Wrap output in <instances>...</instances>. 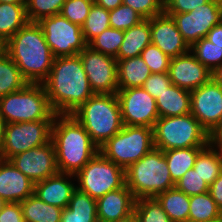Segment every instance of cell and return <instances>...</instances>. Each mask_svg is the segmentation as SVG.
Listing matches in <instances>:
<instances>
[{
  "instance_id": "5b68a950",
  "label": "cell",
  "mask_w": 222,
  "mask_h": 222,
  "mask_svg": "<svg viewBox=\"0 0 222 222\" xmlns=\"http://www.w3.org/2000/svg\"><path fill=\"white\" fill-rule=\"evenodd\" d=\"M126 186L135 199L155 198L175 187L162 150L153 148L125 170Z\"/></svg>"
},
{
  "instance_id": "7dc6e473",
  "label": "cell",
  "mask_w": 222,
  "mask_h": 222,
  "mask_svg": "<svg viewBox=\"0 0 222 222\" xmlns=\"http://www.w3.org/2000/svg\"><path fill=\"white\" fill-rule=\"evenodd\" d=\"M211 43L222 47V21L219 24H216L206 35L205 37Z\"/></svg>"
},
{
  "instance_id": "db71d44e",
  "label": "cell",
  "mask_w": 222,
  "mask_h": 222,
  "mask_svg": "<svg viewBox=\"0 0 222 222\" xmlns=\"http://www.w3.org/2000/svg\"><path fill=\"white\" fill-rule=\"evenodd\" d=\"M113 222H138L136 215L134 214V212L130 215H128L125 218H122L120 220L117 221H113Z\"/></svg>"
},
{
  "instance_id": "1f68e13d",
  "label": "cell",
  "mask_w": 222,
  "mask_h": 222,
  "mask_svg": "<svg viewBox=\"0 0 222 222\" xmlns=\"http://www.w3.org/2000/svg\"><path fill=\"white\" fill-rule=\"evenodd\" d=\"M193 168L209 186L222 173V161L212 144L209 143L198 153Z\"/></svg>"
},
{
  "instance_id": "c3c4849f",
  "label": "cell",
  "mask_w": 222,
  "mask_h": 222,
  "mask_svg": "<svg viewBox=\"0 0 222 222\" xmlns=\"http://www.w3.org/2000/svg\"><path fill=\"white\" fill-rule=\"evenodd\" d=\"M94 3L106 10H112L123 4V0H95Z\"/></svg>"
},
{
  "instance_id": "e0dca14e",
  "label": "cell",
  "mask_w": 222,
  "mask_h": 222,
  "mask_svg": "<svg viewBox=\"0 0 222 222\" xmlns=\"http://www.w3.org/2000/svg\"><path fill=\"white\" fill-rule=\"evenodd\" d=\"M168 76L173 85L192 91L210 81L212 72L188 51L171 58Z\"/></svg>"
},
{
  "instance_id": "484cf974",
  "label": "cell",
  "mask_w": 222,
  "mask_h": 222,
  "mask_svg": "<svg viewBox=\"0 0 222 222\" xmlns=\"http://www.w3.org/2000/svg\"><path fill=\"white\" fill-rule=\"evenodd\" d=\"M155 198L172 222H188L190 196L173 187Z\"/></svg>"
},
{
  "instance_id": "277c9868",
  "label": "cell",
  "mask_w": 222,
  "mask_h": 222,
  "mask_svg": "<svg viewBox=\"0 0 222 222\" xmlns=\"http://www.w3.org/2000/svg\"><path fill=\"white\" fill-rule=\"evenodd\" d=\"M72 115L89 133L98 148L123 128L116 94H94Z\"/></svg>"
},
{
  "instance_id": "6f0895ef",
  "label": "cell",
  "mask_w": 222,
  "mask_h": 222,
  "mask_svg": "<svg viewBox=\"0 0 222 222\" xmlns=\"http://www.w3.org/2000/svg\"><path fill=\"white\" fill-rule=\"evenodd\" d=\"M6 204H7V202L0 197V211L4 208V206H5Z\"/></svg>"
},
{
  "instance_id": "3957f363",
  "label": "cell",
  "mask_w": 222,
  "mask_h": 222,
  "mask_svg": "<svg viewBox=\"0 0 222 222\" xmlns=\"http://www.w3.org/2000/svg\"><path fill=\"white\" fill-rule=\"evenodd\" d=\"M58 171L75 175L98 152L89 133L72 114H56L52 137Z\"/></svg>"
},
{
  "instance_id": "d4e9b609",
  "label": "cell",
  "mask_w": 222,
  "mask_h": 222,
  "mask_svg": "<svg viewBox=\"0 0 222 222\" xmlns=\"http://www.w3.org/2000/svg\"><path fill=\"white\" fill-rule=\"evenodd\" d=\"M151 73L141 56L117 60L119 89L142 87Z\"/></svg>"
},
{
  "instance_id": "7402d4cb",
  "label": "cell",
  "mask_w": 222,
  "mask_h": 222,
  "mask_svg": "<svg viewBox=\"0 0 222 222\" xmlns=\"http://www.w3.org/2000/svg\"><path fill=\"white\" fill-rule=\"evenodd\" d=\"M159 117L182 116L191 112L190 91L171 84L155 99Z\"/></svg>"
},
{
  "instance_id": "11a10c76",
  "label": "cell",
  "mask_w": 222,
  "mask_h": 222,
  "mask_svg": "<svg viewBox=\"0 0 222 222\" xmlns=\"http://www.w3.org/2000/svg\"><path fill=\"white\" fill-rule=\"evenodd\" d=\"M0 3L25 4L26 0H0Z\"/></svg>"
},
{
  "instance_id": "603a6c76",
  "label": "cell",
  "mask_w": 222,
  "mask_h": 222,
  "mask_svg": "<svg viewBox=\"0 0 222 222\" xmlns=\"http://www.w3.org/2000/svg\"><path fill=\"white\" fill-rule=\"evenodd\" d=\"M60 222H98L96 199L76 188L68 207L62 210Z\"/></svg>"
},
{
  "instance_id": "d6986e66",
  "label": "cell",
  "mask_w": 222,
  "mask_h": 222,
  "mask_svg": "<svg viewBox=\"0 0 222 222\" xmlns=\"http://www.w3.org/2000/svg\"><path fill=\"white\" fill-rule=\"evenodd\" d=\"M34 182L19 171L10 160L0 158V197L20 203L34 194Z\"/></svg>"
},
{
  "instance_id": "f5cc1de1",
  "label": "cell",
  "mask_w": 222,
  "mask_h": 222,
  "mask_svg": "<svg viewBox=\"0 0 222 222\" xmlns=\"http://www.w3.org/2000/svg\"><path fill=\"white\" fill-rule=\"evenodd\" d=\"M212 145L216 148L222 161V138L216 139Z\"/></svg>"
},
{
  "instance_id": "2e32d148",
  "label": "cell",
  "mask_w": 222,
  "mask_h": 222,
  "mask_svg": "<svg viewBox=\"0 0 222 222\" xmlns=\"http://www.w3.org/2000/svg\"><path fill=\"white\" fill-rule=\"evenodd\" d=\"M190 94V113L209 133L222 117V85L212 78Z\"/></svg>"
},
{
  "instance_id": "7bdbcfd3",
  "label": "cell",
  "mask_w": 222,
  "mask_h": 222,
  "mask_svg": "<svg viewBox=\"0 0 222 222\" xmlns=\"http://www.w3.org/2000/svg\"><path fill=\"white\" fill-rule=\"evenodd\" d=\"M168 73H151L142 88L155 99L158 98L171 85Z\"/></svg>"
},
{
  "instance_id": "d590c367",
  "label": "cell",
  "mask_w": 222,
  "mask_h": 222,
  "mask_svg": "<svg viewBox=\"0 0 222 222\" xmlns=\"http://www.w3.org/2000/svg\"><path fill=\"white\" fill-rule=\"evenodd\" d=\"M134 214L138 222H172L156 198H139Z\"/></svg>"
},
{
  "instance_id": "b9f144b4",
  "label": "cell",
  "mask_w": 222,
  "mask_h": 222,
  "mask_svg": "<svg viewBox=\"0 0 222 222\" xmlns=\"http://www.w3.org/2000/svg\"><path fill=\"white\" fill-rule=\"evenodd\" d=\"M123 4L137 11L144 19L164 13V0H123Z\"/></svg>"
},
{
  "instance_id": "5bb4252c",
  "label": "cell",
  "mask_w": 222,
  "mask_h": 222,
  "mask_svg": "<svg viewBox=\"0 0 222 222\" xmlns=\"http://www.w3.org/2000/svg\"><path fill=\"white\" fill-rule=\"evenodd\" d=\"M123 125L154 127L159 118L157 103L142 87L118 89L116 93Z\"/></svg>"
},
{
  "instance_id": "f35d334b",
  "label": "cell",
  "mask_w": 222,
  "mask_h": 222,
  "mask_svg": "<svg viewBox=\"0 0 222 222\" xmlns=\"http://www.w3.org/2000/svg\"><path fill=\"white\" fill-rule=\"evenodd\" d=\"M93 4V0H65L60 14L70 22L82 26Z\"/></svg>"
},
{
  "instance_id": "ee69618b",
  "label": "cell",
  "mask_w": 222,
  "mask_h": 222,
  "mask_svg": "<svg viewBox=\"0 0 222 222\" xmlns=\"http://www.w3.org/2000/svg\"><path fill=\"white\" fill-rule=\"evenodd\" d=\"M210 0H164V13L191 12Z\"/></svg>"
},
{
  "instance_id": "681fc988",
  "label": "cell",
  "mask_w": 222,
  "mask_h": 222,
  "mask_svg": "<svg viewBox=\"0 0 222 222\" xmlns=\"http://www.w3.org/2000/svg\"><path fill=\"white\" fill-rule=\"evenodd\" d=\"M218 138H222V117L215 127L209 132V143L212 144Z\"/></svg>"
},
{
  "instance_id": "836d02e7",
  "label": "cell",
  "mask_w": 222,
  "mask_h": 222,
  "mask_svg": "<svg viewBox=\"0 0 222 222\" xmlns=\"http://www.w3.org/2000/svg\"><path fill=\"white\" fill-rule=\"evenodd\" d=\"M190 51L211 72H214L222 65V47L211 43L205 37L195 42Z\"/></svg>"
},
{
  "instance_id": "7c38bea8",
  "label": "cell",
  "mask_w": 222,
  "mask_h": 222,
  "mask_svg": "<svg viewBox=\"0 0 222 222\" xmlns=\"http://www.w3.org/2000/svg\"><path fill=\"white\" fill-rule=\"evenodd\" d=\"M165 14L172 17L177 29L191 47L222 21V1L210 0L191 12Z\"/></svg>"
},
{
  "instance_id": "ffe728a7",
  "label": "cell",
  "mask_w": 222,
  "mask_h": 222,
  "mask_svg": "<svg viewBox=\"0 0 222 222\" xmlns=\"http://www.w3.org/2000/svg\"><path fill=\"white\" fill-rule=\"evenodd\" d=\"M72 179H75L73 174L58 172L35 183L34 195L47 204L64 209L68 207L72 193L76 189V184L71 181Z\"/></svg>"
},
{
  "instance_id": "f1b7e54d",
  "label": "cell",
  "mask_w": 222,
  "mask_h": 222,
  "mask_svg": "<svg viewBox=\"0 0 222 222\" xmlns=\"http://www.w3.org/2000/svg\"><path fill=\"white\" fill-rule=\"evenodd\" d=\"M204 147L178 148L163 151L168 169L175 184L189 169H192L198 153Z\"/></svg>"
},
{
  "instance_id": "f907efd6",
  "label": "cell",
  "mask_w": 222,
  "mask_h": 222,
  "mask_svg": "<svg viewBox=\"0 0 222 222\" xmlns=\"http://www.w3.org/2000/svg\"><path fill=\"white\" fill-rule=\"evenodd\" d=\"M6 124L7 123H6L5 119L0 114V154H1V151H2V147H3Z\"/></svg>"
},
{
  "instance_id": "ac0fdd59",
  "label": "cell",
  "mask_w": 222,
  "mask_h": 222,
  "mask_svg": "<svg viewBox=\"0 0 222 222\" xmlns=\"http://www.w3.org/2000/svg\"><path fill=\"white\" fill-rule=\"evenodd\" d=\"M151 43L170 58L190 51L171 16L163 13L150 18Z\"/></svg>"
},
{
  "instance_id": "f546056e",
  "label": "cell",
  "mask_w": 222,
  "mask_h": 222,
  "mask_svg": "<svg viewBox=\"0 0 222 222\" xmlns=\"http://www.w3.org/2000/svg\"><path fill=\"white\" fill-rule=\"evenodd\" d=\"M188 221L222 222V212L209 192L190 196Z\"/></svg>"
},
{
  "instance_id": "9a60e30c",
  "label": "cell",
  "mask_w": 222,
  "mask_h": 222,
  "mask_svg": "<svg viewBox=\"0 0 222 222\" xmlns=\"http://www.w3.org/2000/svg\"><path fill=\"white\" fill-rule=\"evenodd\" d=\"M10 161L34 183L43 181L59 172L52 140L13 156Z\"/></svg>"
},
{
  "instance_id": "4316f807",
  "label": "cell",
  "mask_w": 222,
  "mask_h": 222,
  "mask_svg": "<svg viewBox=\"0 0 222 222\" xmlns=\"http://www.w3.org/2000/svg\"><path fill=\"white\" fill-rule=\"evenodd\" d=\"M25 222H60L62 208L47 204L36 195L20 202Z\"/></svg>"
},
{
  "instance_id": "ab89813d",
  "label": "cell",
  "mask_w": 222,
  "mask_h": 222,
  "mask_svg": "<svg viewBox=\"0 0 222 222\" xmlns=\"http://www.w3.org/2000/svg\"><path fill=\"white\" fill-rule=\"evenodd\" d=\"M141 58L148 65L152 73H168L171 58L164 54L152 43L143 49Z\"/></svg>"
},
{
  "instance_id": "d6a6232c",
  "label": "cell",
  "mask_w": 222,
  "mask_h": 222,
  "mask_svg": "<svg viewBox=\"0 0 222 222\" xmlns=\"http://www.w3.org/2000/svg\"><path fill=\"white\" fill-rule=\"evenodd\" d=\"M109 27V10L94 3L85 22L81 26L85 42L88 44L93 38L100 35Z\"/></svg>"
},
{
  "instance_id": "83f0119b",
  "label": "cell",
  "mask_w": 222,
  "mask_h": 222,
  "mask_svg": "<svg viewBox=\"0 0 222 222\" xmlns=\"http://www.w3.org/2000/svg\"><path fill=\"white\" fill-rule=\"evenodd\" d=\"M25 4L0 3V38L7 42L28 23Z\"/></svg>"
},
{
  "instance_id": "4dcf8cb0",
  "label": "cell",
  "mask_w": 222,
  "mask_h": 222,
  "mask_svg": "<svg viewBox=\"0 0 222 222\" xmlns=\"http://www.w3.org/2000/svg\"><path fill=\"white\" fill-rule=\"evenodd\" d=\"M28 84L10 56L6 52L0 56V98L17 92Z\"/></svg>"
},
{
  "instance_id": "4fadbf2b",
  "label": "cell",
  "mask_w": 222,
  "mask_h": 222,
  "mask_svg": "<svg viewBox=\"0 0 222 222\" xmlns=\"http://www.w3.org/2000/svg\"><path fill=\"white\" fill-rule=\"evenodd\" d=\"M80 58L94 94H116L118 91L117 59L86 46Z\"/></svg>"
},
{
  "instance_id": "8fae6325",
  "label": "cell",
  "mask_w": 222,
  "mask_h": 222,
  "mask_svg": "<svg viewBox=\"0 0 222 222\" xmlns=\"http://www.w3.org/2000/svg\"><path fill=\"white\" fill-rule=\"evenodd\" d=\"M38 24L55 58L78 55L87 46L81 26L61 14L42 18Z\"/></svg>"
},
{
  "instance_id": "cb8c5ba5",
  "label": "cell",
  "mask_w": 222,
  "mask_h": 222,
  "mask_svg": "<svg viewBox=\"0 0 222 222\" xmlns=\"http://www.w3.org/2000/svg\"><path fill=\"white\" fill-rule=\"evenodd\" d=\"M149 44H151L150 19H143L124 31L123 41L115 58L122 60L140 56L143 49Z\"/></svg>"
},
{
  "instance_id": "9c48e42d",
  "label": "cell",
  "mask_w": 222,
  "mask_h": 222,
  "mask_svg": "<svg viewBox=\"0 0 222 222\" xmlns=\"http://www.w3.org/2000/svg\"><path fill=\"white\" fill-rule=\"evenodd\" d=\"M74 176L76 188L96 200L126 184L125 170L100 152Z\"/></svg>"
},
{
  "instance_id": "ba28073f",
  "label": "cell",
  "mask_w": 222,
  "mask_h": 222,
  "mask_svg": "<svg viewBox=\"0 0 222 222\" xmlns=\"http://www.w3.org/2000/svg\"><path fill=\"white\" fill-rule=\"evenodd\" d=\"M153 148V128L123 125L117 134L99 148V152L126 170Z\"/></svg>"
},
{
  "instance_id": "8d00e7d4",
  "label": "cell",
  "mask_w": 222,
  "mask_h": 222,
  "mask_svg": "<svg viewBox=\"0 0 222 222\" xmlns=\"http://www.w3.org/2000/svg\"><path fill=\"white\" fill-rule=\"evenodd\" d=\"M65 0H26L25 8L29 22L60 14Z\"/></svg>"
},
{
  "instance_id": "6da1fadb",
  "label": "cell",
  "mask_w": 222,
  "mask_h": 222,
  "mask_svg": "<svg viewBox=\"0 0 222 222\" xmlns=\"http://www.w3.org/2000/svg\"><path fill=\"white\" fill-rule=\"evenodd\" d=\"M42 84L55 114H72L94 95L79 54L55 58Z\"/></svg>"
},
{
  "instance_id": "9f6ffc18",
  "label": "cell",
  "mask_w": 222,
  "mask_h": 222,
  "mask_svg": "<svg viewBox=\"0 0 222 222\" xmlns=\"http://www.w3.org/2000/svg\"><path fill=\"white\" fill-rule=\"evenodd\" d=\"M6 52V42L0 38V56Z\"/></svg>"
},
{
  "instance_id": "f6af8a7d",
  "label": "cell",
  "mask_w": 222,
  "mask_h": 222,
  "mask_svg": "<svg viewBox=\"0 0 222 222\" xmlns=\"http://www.w3.org/2000/svg\"><path fill=\"white\" fill-rule=\"evenodd\" d=\"M0 222H25L20 203L7 202L0 211Z\"/></svg>"
},
{
  "instance_id": "60d3db41",
  "label": "cell",
  "mask_w": 222,
  "mask_h": 222,
  "mask_svg": "<svg viewBox=\"0 0 222 222\" xmlns=\"http://www.w3.org/2000/svg\"><path fill=\"white\" fill-rule=\"evenodd\" d=\"M175 187L188 196L209 192V185L194 168L189 169L176 183Z\"/></svg>"
},
{
  "instance_id": "7a4b0ae2",
  "label": "cell",
  "mask_w": 222,
  "mask_h": 222,
  "mask_svg": "<svg viewBox=\"0 0 222 222\" xmlns=\"http://www.w3.org/2000/svg\"><path fill=\"white\" fill-rule=\"evenodd\" d=\"M6 53L32 84H42L51 71L54 55L38 22H28L7 42Z\"/></svg>"
},
{
  "instance_id": "30bf717a",
  "label": "cell",
  "mask_w": 222,
  "mask_h": 222,
  "mask_svg": "<svg viewBox=\"0 0 222 222\" xmlns=\"http://www.w3.org/2000/svg\"><path fill=\"white\" fill-rule=\"evenodd\" d=\"M54 120L6 124L0 158L10 160L31 148L51 141Z\"/></svg>"
},
{
  "instance_id": "816d5d0a",
  "label": "cell",
  "mask_w": 222,
  "mask_h": 222,
  "mask_svg": "<svg viewBox=\"0 0 222 222\" xmlns=\"http://www.w3.org/2000/svg\"><path fill=\"white\" fill-rule=\"evenodd\" d=\"M212 78L222 85V65L218 67L214 72H212Z\"/></svg>"
},
{
  "instance_id": "8992f818",
  "label": "cell",
  "mask_w": 222,
  "mask_h": 222,
  "mask_svg": "<svg viewBox=\"0 0 222 222\" xmlns=\"http://www.w3.org/2000/svg\"><path fill=\"white\" fill-rule=\"evenodd\" d=\"M154 148L168 151L178 148L205 147L209 133L191 114L159 117L153 127Z\"/></svg>"
},
{
  "instance_id": "44dd1931",
  "label": "cell",
  "mask_w": 222,
  "mask_h": 222,
  "mask_svg": "<svg viewBox=\"0 0 222 222\" xmlns=\"http://www.w3.org/2000/svg\"><path fill=\"white\" fill-rule=\"evenodd\" d=\"M135 197L126 184L98 198V222H113L127 217L134 212Z\"/></svg>"
},
{
  "instance_id": "52a82bcc",
  "label": "cell",
  "mask_w": 222,
  "mask_h": 222,
  "mask_svg": "<svg viewBox=\"0 0 222 222\" xmlns=\"http://www.w3.org/2000/svg\"><path fill=\"white\" fill-rule=\"evenodd\" d=\"M0 114L6 123L54 120L43 84L29 83L23 89L0 98Z\"/></svg>"
},
{
  "instance_id": "74e56055",
  "label": "cell",
  "mask_w": 222,
  "mask_h": 222,
  "mask_svg": "<svg viewBox=\"0 0 222 222\" xmlns=\"http://www.w3.org/2000/svg\"><path fill=\"white\" fill-rule=\"evenodd\" d=\"M143 19L144 18L137 11L124 4L109 10L110 27L114 29L128 30Z\"/></svg>"
},
{
  "instance_id": "e575fe53",
  "label": "cell",
  "mask_w": 222,
  "mask_h": 222,
  "mask_svg": "<svg viewBox=\"0 0 222 222\" xmlns=\"http://www.w3.org/2000/svg\"><path fill=\"white\" fill-rule=\"evenodd\" d=\"M124 31L109 27L93 38L87 46L92 50L116 57L123 41Z\"/></svg>"
},
{
  "instance_id": "bcb514c9",
  "label": "cell",
  "mask_w": 222,
  "mask_h": 222,
  "mask_svg": "<svg viewBox=\"0 0 222 222\" xmlns=\"http://www.w3.org/2000/svg\"><path fill=\"white\" fill-rule=\"evenodd\" d=\"M209 193L222 212V173L209 186Z\"/></svg>"
}]
</instances>
